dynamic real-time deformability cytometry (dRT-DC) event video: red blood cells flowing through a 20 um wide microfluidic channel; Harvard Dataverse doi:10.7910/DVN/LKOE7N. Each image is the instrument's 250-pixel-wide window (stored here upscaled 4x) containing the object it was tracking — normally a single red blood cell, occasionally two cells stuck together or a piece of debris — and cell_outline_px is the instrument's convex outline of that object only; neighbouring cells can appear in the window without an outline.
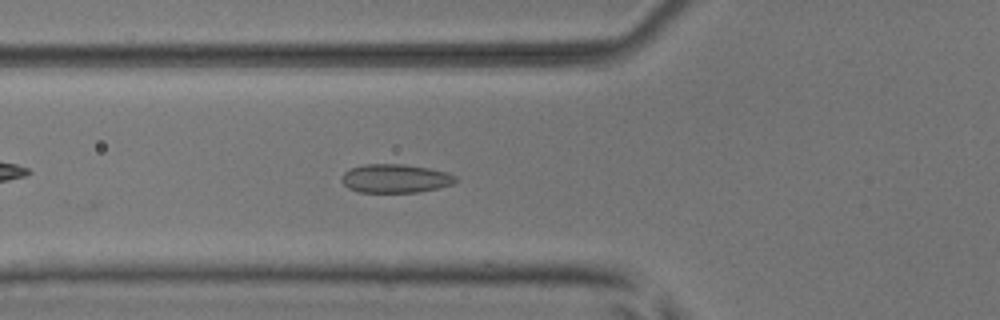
{"species": "common noctule bat (a hibernating species)", "species_latin": "Nyctalus noctula", "temperature_condition": "room temperature", "stored_images_in_passage": 25, "camera_frame_rate_fps": 3000, "um_per_image_px": 0.085, "animal": {"sex": "male", "body_mass_g": 17.9, "forearm_length_mm": 54.2}, "frame": {"image": 1, "passage_image": 2, "time_ms": 0.333, "image_size_px": [1000, 320], "cell_outline_px": [[460, 180], [452, 184], [436, 188], [416, 192], [360, 192], [348, 188], [340, 180], [340, 176], [344, 172], [352, 168], [364, 164], [404, 164], [428, 168], [448, 172], [456, 176]], "centroid_in_image_um": [33.6, 15.16], "position_along_channel_um": 92.2, "area_um2": 19.07}}
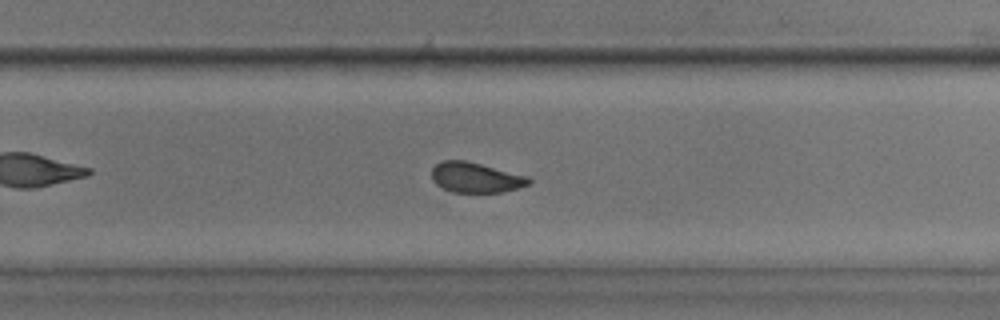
{"frame": {"image": 2, "passage_image": 17, "time_ms": 5.333, "image_size_px": [1000, 320], "cell_outline_px": [[532, 180], [528, 184], [516, 188], [500, 192], [452, 192], [436, 184], [432, 180], [432, 168], [436, 164], [444, 160], [464, 160], [528, 176]], "centroid_in_image_um": [40.4, 15.08], "position_along_channel_um": 289.4, "area_um2": 16.82}}
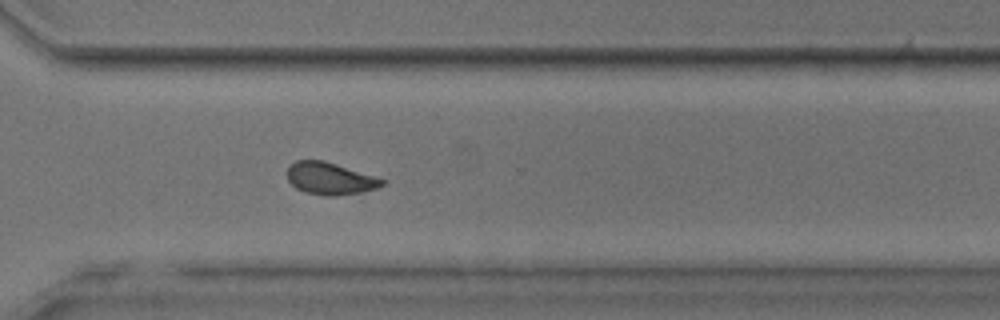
{"frame": {"image": 3, "passage_image": 21, "time_ms": 6.667, "image_size_px": [1000, 320], "cell_outline_px": [[384, 184], [376, 188], [364, 192], [336, 196], [328, 196], [304, 192], [296, 188], [288, 180], [288, 164], [296, 160], [324, 160], [384, 180]], "centroid_in_image_um": [28.0, 15.18], "position_along_channel_um": 342.6, "area_um2": 17.63}}